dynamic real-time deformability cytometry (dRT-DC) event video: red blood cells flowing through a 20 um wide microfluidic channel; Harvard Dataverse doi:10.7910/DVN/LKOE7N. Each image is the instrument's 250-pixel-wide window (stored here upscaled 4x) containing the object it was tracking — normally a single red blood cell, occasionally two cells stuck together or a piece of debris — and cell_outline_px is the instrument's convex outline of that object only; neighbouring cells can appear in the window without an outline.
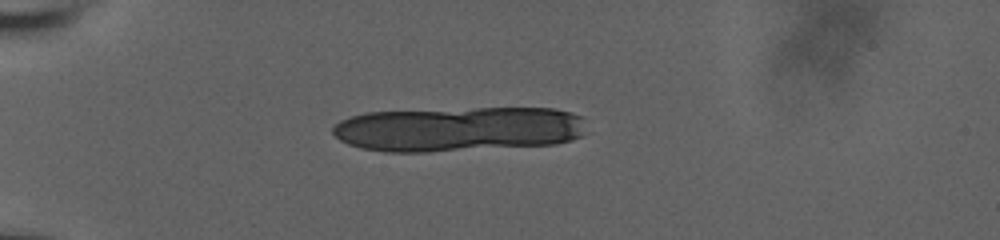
{"species": "human", "species_latin": "Homo sapiens", "temperature_condition": "room temperature", "stored_images_in_passage": 6, "camera_frame_rate_fps": 3000, "um_per_image_px": 0.085, "donor": {"sex": "male"}, "frame": {"image": 1, "passage_image": 1, "time_ms": 0.0, "image_size_px": [1000, 240], "cell_outline_px": [[584, 132], [580, 136], [572, 140], [556, 144], [424, 152], [384, 152], [360, 148], [348, 144], [340, 140], [332, 132], [332, 128], [340, 120], [352, 116], [368, 112], [476, 108], [556, 108], [572, 112], [580, 116]], "centroid_in_image_um": [38.95, 10.97], "position_along_channel_um": 46.1, "area_um2": 66.35}}